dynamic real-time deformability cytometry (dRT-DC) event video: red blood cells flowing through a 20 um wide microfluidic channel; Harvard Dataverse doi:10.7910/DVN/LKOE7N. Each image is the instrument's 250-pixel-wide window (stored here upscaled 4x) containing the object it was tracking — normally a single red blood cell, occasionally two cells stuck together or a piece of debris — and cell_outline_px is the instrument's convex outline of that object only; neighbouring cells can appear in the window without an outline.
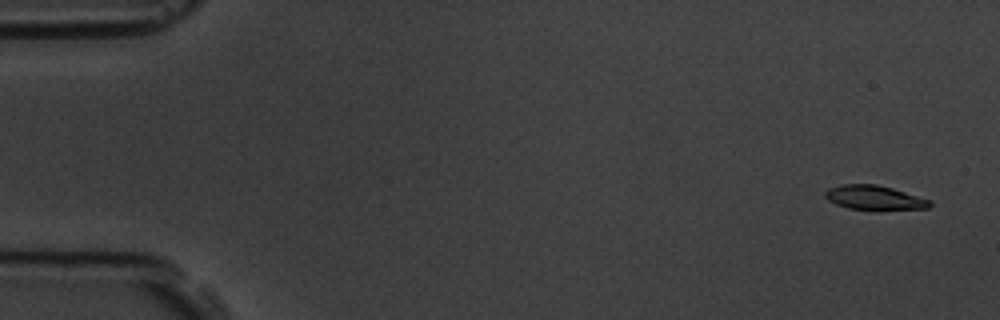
{"species": "common noctule bat (a hibernating species)", "species_latin": "Nyctalus noctula", "temperature_condition": "room temperature", "stored_images_in_passage": 5, "camera_frame_rate_fps": 3000, "um_per_image_px": 0.085, "animal": {"sex": "male", "body_mass_g": 19.5, "forearm_length_mm": 54.6}, "frame": {"image": 1, "passage_image": 1, "time_ms": 0.0, "image_size_px": [1000, 320], "cell_outline_px": [[932, 204], [928, 208], [876, 212], [848, 208], [836, 204], [828, 200], [824, 196], [824, 192], [828, 188], [840, 184], [876, 184], [892, 188], [928, 200]], "centroid_in_image_um": [74.28, 16.84], "position_along_channel_um": 10.7, "area_um2": 15.32}}
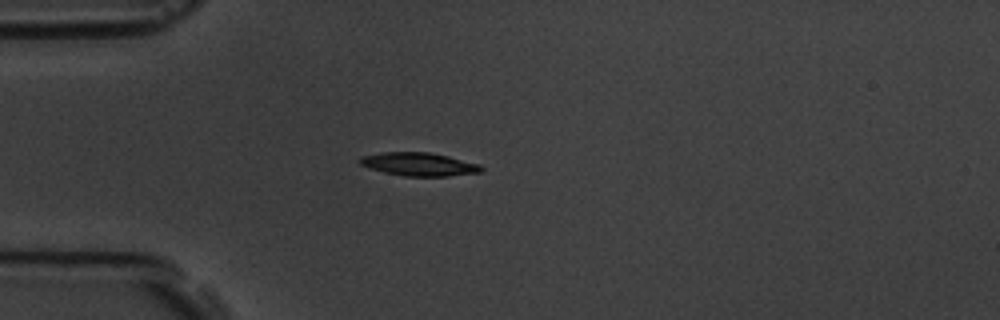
{"frame": {"image": 2, "passage_image": 4, "time_ms": 4.333, "image_size_px": [1000, 320], "cell_outline_px": [[484, 168], [480, 172], [448, 176], [404, 176], [384, 172], [360, 164], [360, 156], [380, 152], [428, 152], [448, 156], [480, 164]], "centroid_in_image_um": [35.62, 13.95], "position_along_channel_um": 49.4, "area_um2": 16.36}}